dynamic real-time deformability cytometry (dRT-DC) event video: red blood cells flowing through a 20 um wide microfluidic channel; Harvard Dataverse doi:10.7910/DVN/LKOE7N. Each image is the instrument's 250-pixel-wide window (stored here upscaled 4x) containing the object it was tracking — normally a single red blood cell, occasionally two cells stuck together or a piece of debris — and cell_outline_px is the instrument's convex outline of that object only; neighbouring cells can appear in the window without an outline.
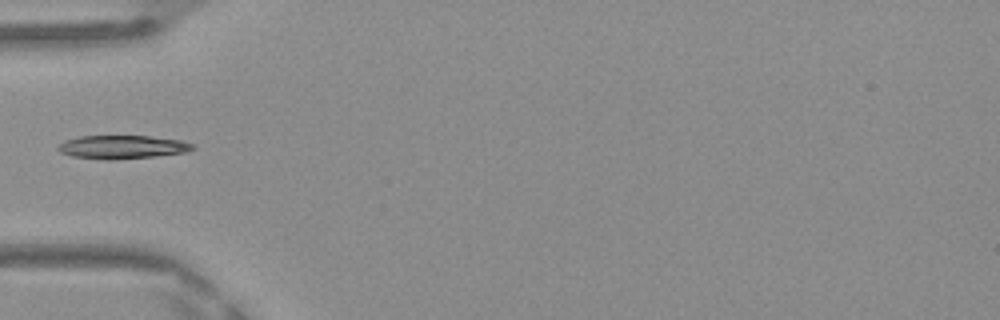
{"species": "Egyptian fruit bat (a non-hibernating species)", "species_latin": "Rousettus aegyptiacus", "temperature_condition": "warm", "stored_images_in_passage": 12, "camera_frame_rate_fps": 3000, "um_per_image_px": 0.085, "frame": {"image": 1, "passage_image": 1, "time_ms": 0.0, "image_size_px": [1000, 320], "cell_outline_px": [[196, 148], [184, 152], [152, 156], [112, 160], [108, 160], [72, 156], [60, 152], [56, 148], [64, 140], [80, 136], [148, 136], [180, 140], [196, 144]], "centroid_in_image_um": [10.38, 12.49], "position_along_channel_um": 74.6, "area_um2": 18.26}}